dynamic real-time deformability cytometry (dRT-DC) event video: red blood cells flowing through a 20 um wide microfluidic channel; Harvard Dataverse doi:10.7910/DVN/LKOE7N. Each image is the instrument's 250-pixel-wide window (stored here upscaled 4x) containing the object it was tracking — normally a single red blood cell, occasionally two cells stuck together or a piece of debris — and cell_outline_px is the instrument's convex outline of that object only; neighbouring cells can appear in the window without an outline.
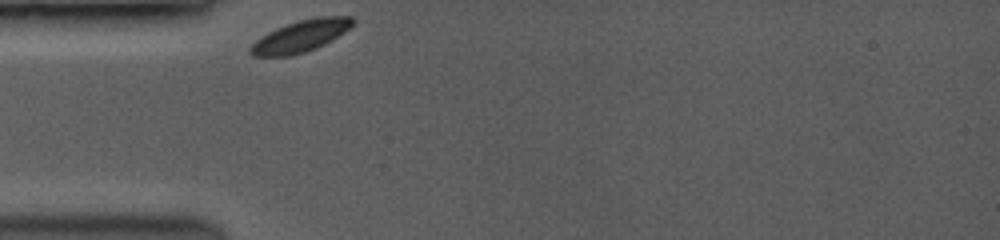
{"species": "common noctule bat (a hibernating species)", "species_latin": "Nyctalus noctula", "temperature_condition": "room temperature", "stored_images_in_passage": 1, "camera_frame_rate_fps": 3500, "um_per_image_px": 0.085, "animal": {"sex": "female", "body_mass_g": 19.0, "forearm_length_mm": 53.3}, "frame": {"image": 1, "passage_image": 1, "time_ms": 0.0, "image_size_px": [1000, 240], "cell_outline_px": [[356, 20], [344, 32], [332, 40], [316, 48], [304, 52], [288, 56], [252, 56], [248, 52], [248, 48], [256, 40], [268, 32], [276, 28], [296, 20], [316, 16], [352, 16]], "centroid_in_image_um": [25.54, 3.05], "position_along_channel_um": 59.5, "area_um2": 19.02}}